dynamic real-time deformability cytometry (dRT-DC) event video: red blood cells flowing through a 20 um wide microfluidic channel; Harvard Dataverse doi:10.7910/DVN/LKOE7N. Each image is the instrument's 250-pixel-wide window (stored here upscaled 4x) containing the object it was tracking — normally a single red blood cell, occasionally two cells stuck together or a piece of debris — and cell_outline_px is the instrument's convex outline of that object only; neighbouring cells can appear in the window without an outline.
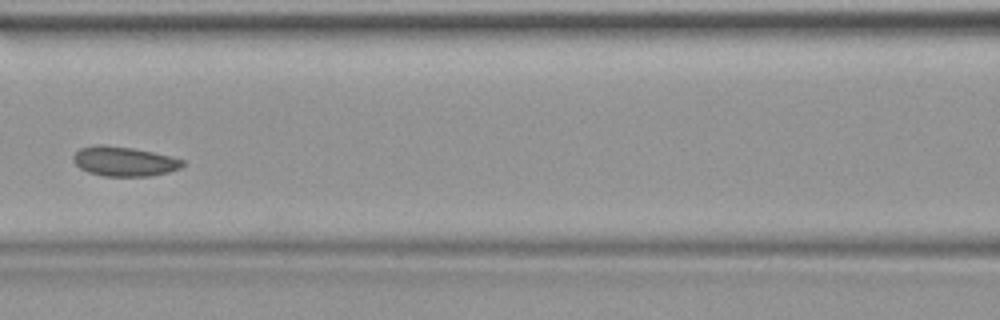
{"species": "common noctule bat (a hibernating species)", "species_latin": "Nyctalus noctula", "temperature_condition": "warm", "stored_images_in_passage": 41, "camera_frame_rate_fps": 3000, "um_per_image_px": 0.085, "animal": {"sex": "female", "body_mass_g": 19.9}, "frame": {"image": 1, "passage_image": 18, "time_ms": 5.667, "image_size_px": [1000, 320], "cell_outline_px": [[184, 164], [180, 168], [168, 172], [152, 176], [104, 176], [88, 172], [80, 168], [72, 160], [72, 156], [80, 148], [96, 144], [104, 144], [132, 148], [152, 152], [184, 160]], "centroid_in_image_um": [10.52, 13.71], "position_along_channel_um": 156.1, "area_um2": 18.84}}